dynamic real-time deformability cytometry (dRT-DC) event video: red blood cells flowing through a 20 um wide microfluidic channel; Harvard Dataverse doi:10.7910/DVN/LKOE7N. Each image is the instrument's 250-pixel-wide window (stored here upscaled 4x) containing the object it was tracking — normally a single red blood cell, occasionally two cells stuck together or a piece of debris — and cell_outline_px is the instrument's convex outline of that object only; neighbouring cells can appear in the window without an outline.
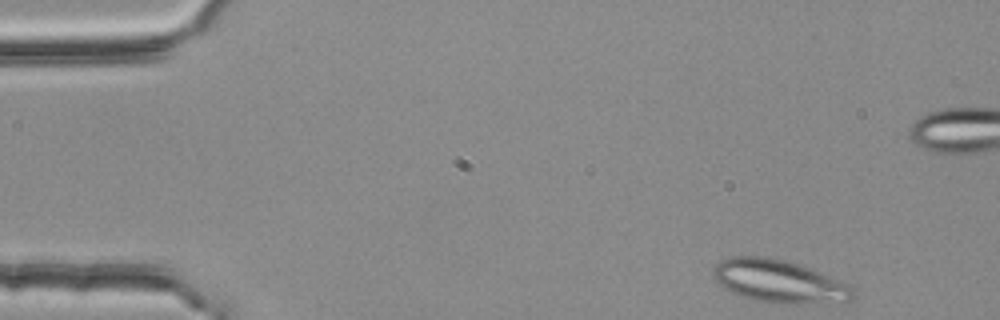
{"species": "common noctule bat (a hibernating species)", "species_latin": "Nyctalus noctula", "temperature_condition": "room temperature", "stored_images_in_passage": 47, "segment_of_instrument_passage": [1, 2], "camera_frame_rate_fps": 3000, "um_per_image_px": 0.085, "animal": {"sex": "female", "body_mass_g": 25.1}, "frame": {"image": 1, "passage_image": 1, "time_ms": 0.0, "image_size_px": [1000, 320], "cell_outline_px": [[852, 300], [796, 304], [780, 304], [756, 300], [740, 296], [724, 288], [716, 280], [712, 272], [712, 268], [720, 260], [732, 256], [764, 256], [788, 260], [812, 268], [848, 284], [852, 288]], "centroid_in_image_um": [66.18, 23.89], "position_along_channel_um": 18.8, "area_um2": 34.91}}